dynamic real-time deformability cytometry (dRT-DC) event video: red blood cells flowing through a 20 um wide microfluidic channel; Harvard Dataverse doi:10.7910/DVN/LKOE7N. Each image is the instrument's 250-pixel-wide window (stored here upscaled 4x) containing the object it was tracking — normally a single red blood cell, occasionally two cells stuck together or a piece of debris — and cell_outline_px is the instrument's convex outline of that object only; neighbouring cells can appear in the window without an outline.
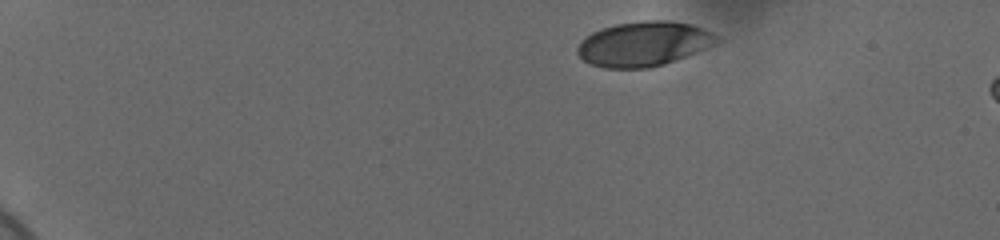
{"species": "human", "species_latin": "Homo sapiens", "temperature_condition": "cold", "stored_images_in_passage": 9, "camera_frame_rate_fps": 3000, "um_per_image_px": 0.085, "donor": {"sex": "female"}, "frame": {"image": 1, "passage_image": 1, "time_ms": 0.0, "image_size_px": [1000, 240], "cell_outline_px": [[724, 40], [696, 52], [664, 64], [648, 68], [604, 68], [592, 64], [584, 60], [576, 52], [576, 48], [580, 40], [592, 32], [600, 28], [616, 24], [644, 20], [668, 20], [692, 24], [720, 36]], "centroid_in_image_um": [54.72, 3.72], "position_along_channel_um": 30.3, "area_um2": 36.47}}